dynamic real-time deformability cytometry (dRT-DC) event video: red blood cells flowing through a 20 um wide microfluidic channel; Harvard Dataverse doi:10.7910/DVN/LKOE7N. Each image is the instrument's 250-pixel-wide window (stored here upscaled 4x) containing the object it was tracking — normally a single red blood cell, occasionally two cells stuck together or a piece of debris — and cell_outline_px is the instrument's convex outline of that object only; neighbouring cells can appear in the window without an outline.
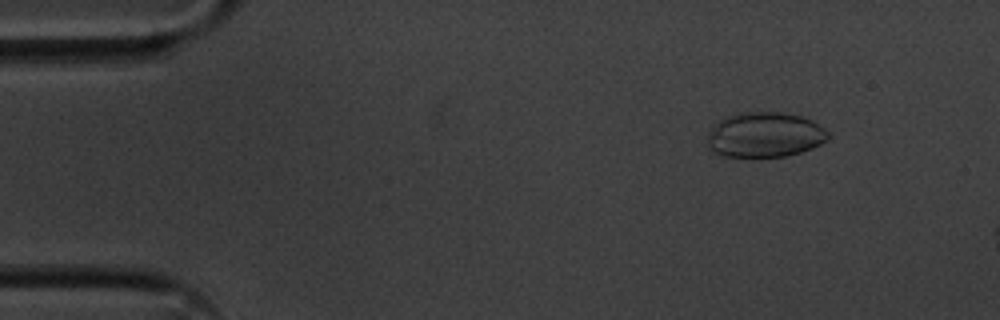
{"species": "common noctule bat (a hibernating species)", "species_latin": "Nyctalus noctula", "temperature_condition": "cold", "stored_images_in_passage": 11, "camera_frame_rate_fps": 3000, "um_per_image_px": 0.085, "animal": {"sex": "male", "body_mass_g": 20.1, "forearm_length_mm": 53.5}, "frame": {"image": 1, "passage_image": 2, "time_ms": 0.333, "image_size_px": [1000, 320], "cell_outline_px": [[828, 140], [812, 148], [800, 152], [784, 156], [724, 156], [712, 152], [708, 148], [708, 132], [724, 116], [736, 112], [780, 112], [800, 116], [812, 120], [824, 128], [828, 132]], "centroid_in_image_um": [64.99, 11.44], "position_along_channel_um": 20.0, "area_um2": 31.73}}